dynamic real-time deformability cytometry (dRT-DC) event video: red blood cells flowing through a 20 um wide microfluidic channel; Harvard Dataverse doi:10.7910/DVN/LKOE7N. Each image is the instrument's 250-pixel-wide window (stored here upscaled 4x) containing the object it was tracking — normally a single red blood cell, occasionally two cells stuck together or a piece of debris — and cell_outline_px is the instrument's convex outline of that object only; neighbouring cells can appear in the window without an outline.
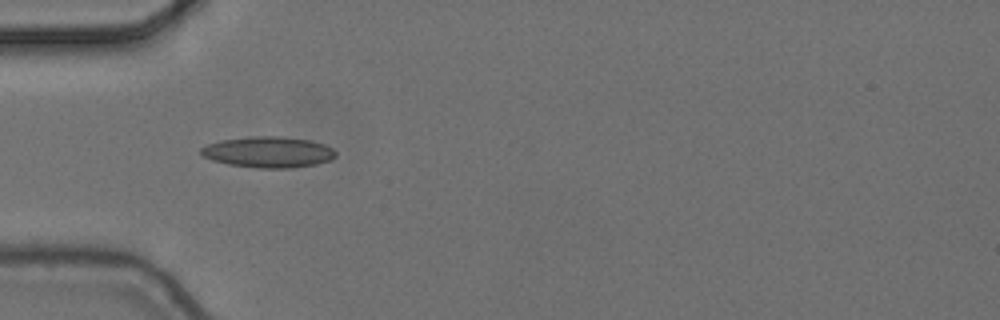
{"species": "common noctule bat (a hibernating species)", "species_latin": "Nyctalus noctula", "temperature_condition": "cold", "stored_images_in_passage": 2, "camera_frame_rate_fps": 3000, "um_per_image_px": 0.085, "animal": {"sex": "female", "body_mass_g": 24.6, "forearm_length_mm": 56.2}, "frame": {"image": 1, "passage_image": 1, "time_ms": 0.0, "image_size_px": [1000, 320], "cell_outline_px": [[336, 156], [332, 160], [316, 164], [288, 168], [256, 168], [228, 164], [212, 160], [204, 156], [200, 152], [200, 148], [208, 144], [220, 140], [252, 136], [280, 136], [312, 140], [324, 144], [332, 148], [336, 152]], "centroid_in_image_um": [22.83, 12.92], "position_along_channel_um": 62.2, "area_um2": 24.45}}
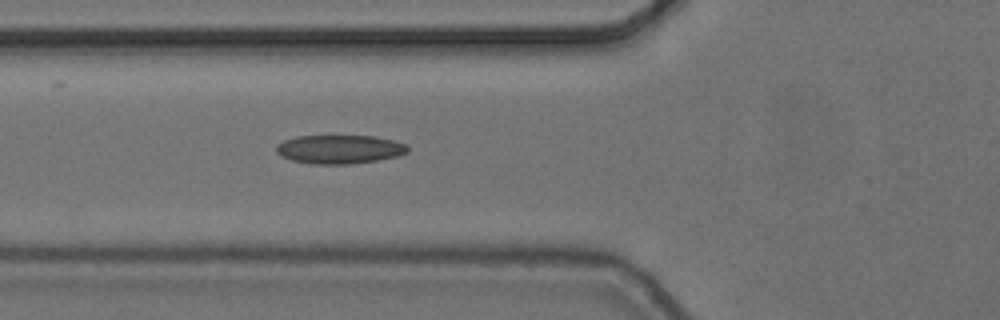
{"frame": {"image": 2, "passage_image": 2, "time_ms": 0.333, "image_size_px": [1000, 320], "cell_outline_px": [[408, 152], [396, 156], [376, 160], [352, 164], [312, 164], [292, 160], [280, 156], [276, 152], [276, 144], [284, 140], [296, 136], [372, 136], [392, 140], [404, 144], [408, 148]], "centroid_in_image_um": [28.8, 12.69], "position_along_channel_um": 97.0, "area_um2": 21.91}}